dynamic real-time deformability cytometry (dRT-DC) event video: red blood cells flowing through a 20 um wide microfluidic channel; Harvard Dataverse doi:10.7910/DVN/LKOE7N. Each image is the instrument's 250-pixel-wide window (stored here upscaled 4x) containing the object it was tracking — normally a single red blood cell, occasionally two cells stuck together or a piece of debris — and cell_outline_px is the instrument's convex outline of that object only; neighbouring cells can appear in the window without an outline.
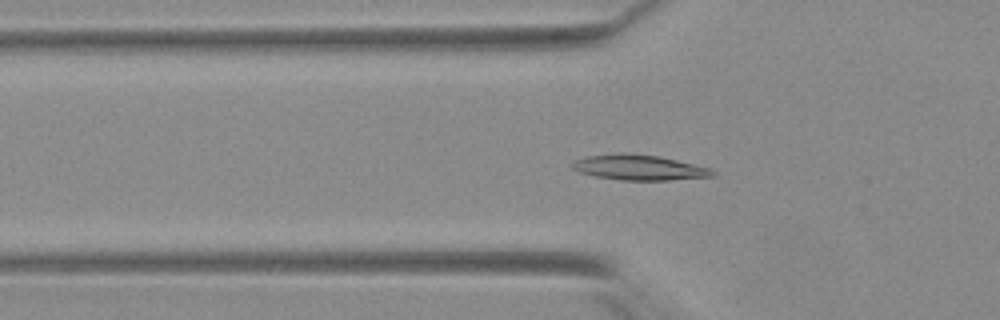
{"species": "Egyptian fruit bat (a non-hibernating species)", "species_latin": "Rousettus aegyptiacus", "temperature_condition": "warm", "stored_images_in_passage": 53, "camera_frame_rate_fps": 3000, "um_per_image_px": 0.085, "animal": {"sex": "female"}, "frame": {"image": 1, "passage_image": 18, "time_ms": 5.667, "image_size_px": [1000, 320], "cell_outline_px": [[712, 176], [668, 180], [624, 180], [596, 176], [580, 172], [572, 168], [572, 164], [576, 160], [592, 156], [656, 156], [692, 164], [708, 168], [712, 172]], "centroid_in_image_um": [54.33, 14.29], "position_along_channel_um": 71.5, "area_um2": 18.96}}
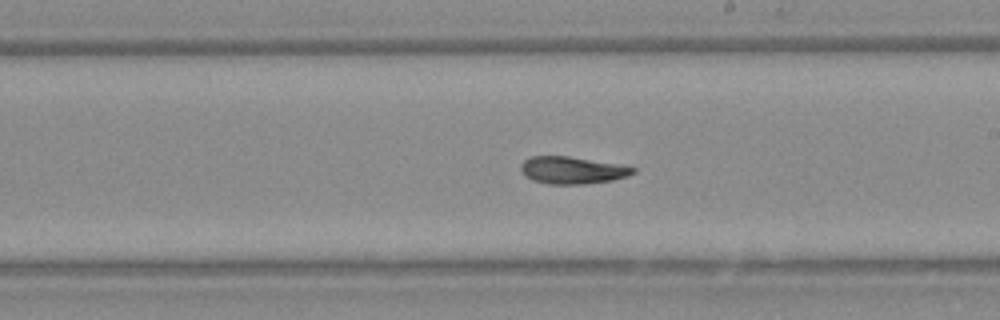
{"frame": {"image": 2, "passage_image": 31, "time_ms": 10.0, "image_size_px": [1000, 320], "cell_outline_px": [[636, 172], [624, 176], [608, 180], [580, 184], [548, 184], [532, 180], [520, 168], [524, 160], [532, 156], [568, 156], [636, 168]], "centroid_in_image_um": [48.58, 14.46], "position_along_channel_um": 240.4, "area_um2": 17.11}}
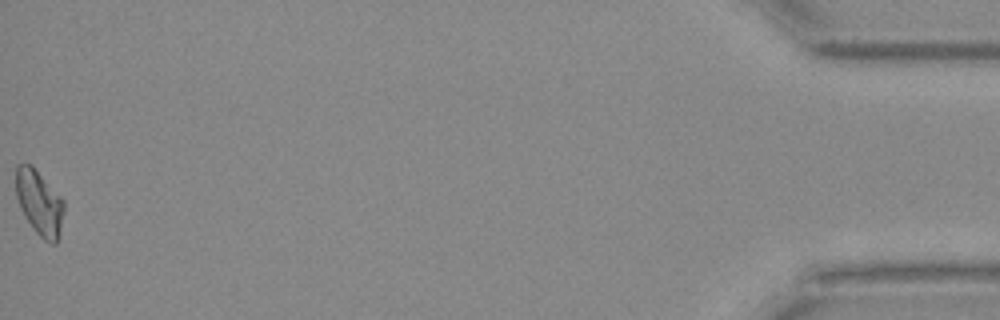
{"frame": {"image": 3, "passage_image": 53, "time_ms": 17.333, "image_size_px": [1000, 320], "cell_outline_px": [[64, 208], [56, 244], [52, 244], [44, 240], [36, 232], [20, 208], [16, 196], [16, 164], [32, 164], [64, 200]], "centroid_in_image_um": [3.33, 17.19], "position_along_channel_um": 431.9, "area_um2": 17.98}, "authors_computed_cell_mechanics": {"area_um2": 17.3978, "velocity_mm_per_s": 3.8985, "shape_relaxation_time_tau1_ms": null, "shape_relaxation_time_tau2_ms": 11.3158, "deformation_change_tau1": null, "deformation_change_tau2": 0.1754}}